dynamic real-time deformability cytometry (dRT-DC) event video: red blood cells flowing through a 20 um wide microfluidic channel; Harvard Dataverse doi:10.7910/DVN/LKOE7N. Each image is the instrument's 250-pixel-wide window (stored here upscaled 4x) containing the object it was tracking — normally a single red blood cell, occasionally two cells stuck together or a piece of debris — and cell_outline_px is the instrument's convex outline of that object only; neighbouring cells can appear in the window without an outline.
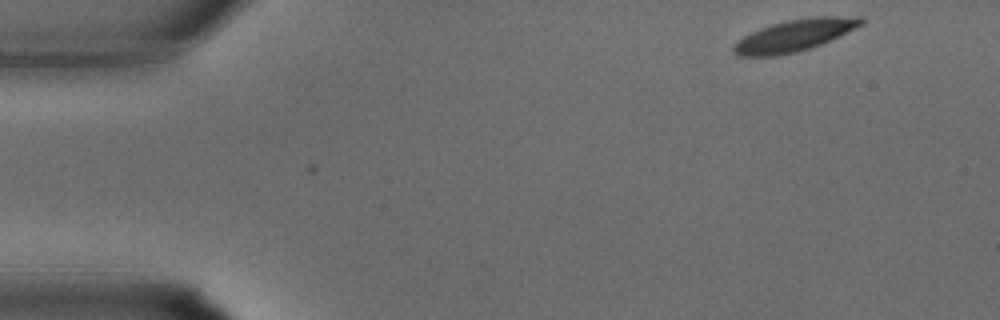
{"species": "common noctule bat (a hibernating species)", "species_latin": "Nyctalus noctula", "temperature_condition": "warm", "stored_images_in_passage": 32, "camera_frame_rate_fps": 3000, "um_per_image_px": 0.085, "animal": {"sex": "male", "body_mass_g": 15.6}, "frame": {"image": 1, "passage_image": 1, "time_ms": 0.0, "image_size_px": [1000, 320], "cell_outline_px": [[864, 24], [840, 36], [820, 44], [796, 52], [776, 56], [736, 56], [732, 52], [732, 48], [744, 36], [760, 28], [772, 24], [788, 20], [816, 16], [864, 16]], "centroid_in_image_um": [67.58, 3.0], "position_along_channel_um": 17.4, "area_um2": 23.52}}
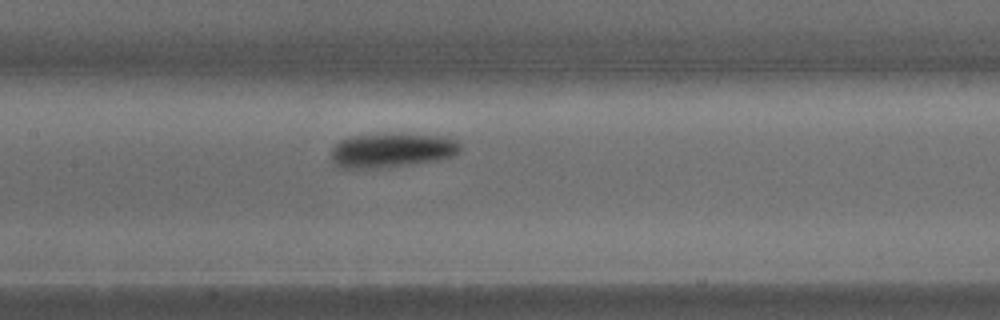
{"frame": {"image": 2, "passage_image": 14, "time_ms": 4.333, "image_size_px": [1000, 320], "cell_outline_px": [[460, 152], [452, 156], [440, 160], [412, 164], [380, 168], [340, 168], [332, 160], [332, 148], [340, 140], [348, 136], [376, 132], [400, 132], [444, 136], [456, 140], [460, 144]], "centroid_in_image_um": [33.31, 12.73], "position_along_channel_um": 174.1, "area_um2": 26.82}}
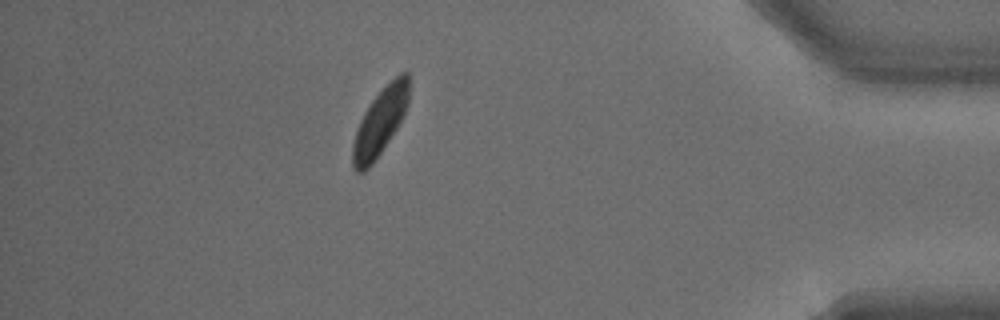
{"frame": {"image": 3, "passage_image": 28, "time_ms": 9.0, "image_size_px": [1000, 320], "cell_outline_px": [[408, 104], [404, 116], [376, 160], [364, 172], [356, 172], [352, 168], [352, 144], [360, 120], [364, 112], [372, 100], [400, 72], [408, 72]], "centroid_in_image_um": [32.29, 10.42], "position_along_channel_um": 402.9, "area_um2": 21.68}}